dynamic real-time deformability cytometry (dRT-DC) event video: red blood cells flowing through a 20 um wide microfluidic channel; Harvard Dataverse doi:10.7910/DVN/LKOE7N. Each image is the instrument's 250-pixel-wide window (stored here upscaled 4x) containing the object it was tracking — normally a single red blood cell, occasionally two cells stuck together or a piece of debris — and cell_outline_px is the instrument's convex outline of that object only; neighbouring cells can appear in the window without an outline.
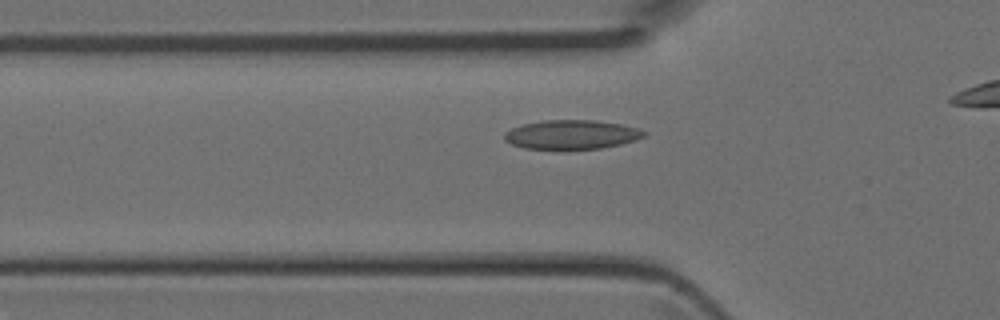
{"species": "Egyptian fruit bat (a non-hibernating species)", "species_latin": "Rousettus aegyptiacus", "temperature_condition": "room temperature", "stored_images_in_passage": 27, "camera_frame_rate_fps": 3000, "um_per_image_px": 0.085, "animal": {"sex": "female"}, "frame": {"image": 1, "passage_image": 5, "time_ms": 1.333, "image_size_px": [1000, 320], "cell_outline_px": [[648, 132], [644, 136], [636, 140], [620, 144], [600, 148], [524, 148], [512, 144], [504, 140], [504, 132], [512, 128], [524, 124], [544, 120], [596, 120], [620, 124], [640, 128]], "centroid_in_image_um": [48.61, 11.42], "position_along_channel_um": 77.2, "area_um2": 23.47}}
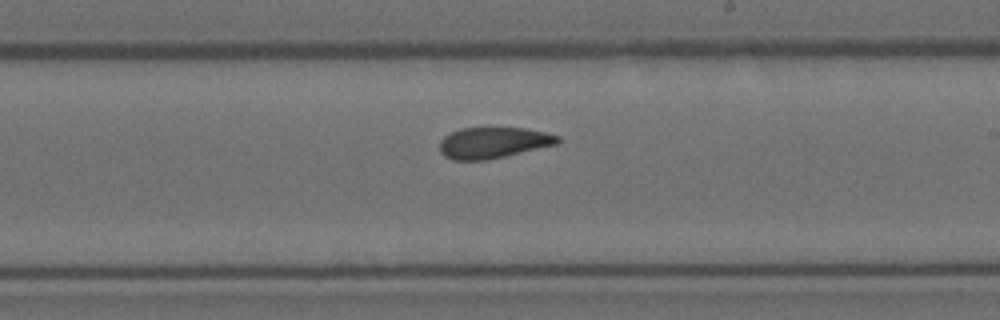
{"frame": {"image": 2, "passage_image": 16, "time_ms": 5.0, "image_size_px": [1000, 320], "cell_outline_px": [[560, 144], [504, 156], [484, 160], [452, 160], [444, 156], [440, 152], [440, 140], [444, 136], [460, 128], [524, 128], [544, 132], [560, 136]], "centroid_in_image_um": [41.93, 12.13], "position_along_channel_um": 247.1, "area_um2": 21.39}}
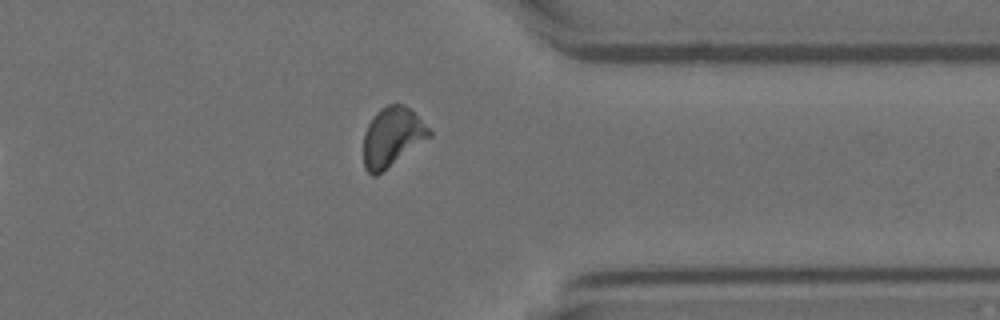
{"frame": {"image": 3, "passage_image": 25, "time_ms": 8.0, "image_size_px": [1000, 320], "cell_outline_px": [[432, 136], [376, 176], [372, 176], [364, 168], [364, 132], [368, 124], [376, 112], [380, 108], [388, 104], [404, 104], [432, 132]], "centroid_in_image_um": [33.31, 11.65], "position_along_channel_um": 378.1, "area_um2": 22.43}}